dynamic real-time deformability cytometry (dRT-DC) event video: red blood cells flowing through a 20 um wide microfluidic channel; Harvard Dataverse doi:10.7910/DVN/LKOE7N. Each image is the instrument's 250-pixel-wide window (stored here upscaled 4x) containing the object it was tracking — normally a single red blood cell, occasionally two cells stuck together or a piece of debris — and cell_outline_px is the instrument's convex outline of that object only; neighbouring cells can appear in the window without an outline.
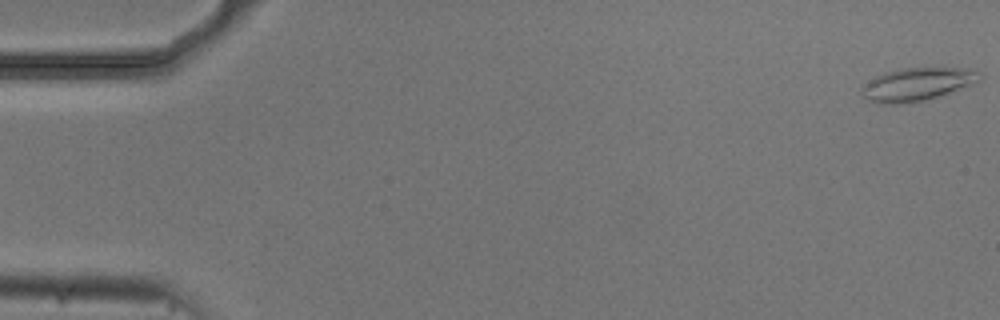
{"species": "common noctule bat (a hibernating species)", "species_latin": "Nyctalus noctula", "temperature_condition": "cold", "stored_images_in_passage": 55, "camera_frame_rate_fps": 3000, "um_per_image_px": 0.085, "animal": {"sex": "male", "body_mass_g": 20.5, "forearm_length_mm": 52.5}, "frame": {"image": 1, "passage_image": 1, "time_ms": 0.0, "image_size_px": [1000, 320], "cell_outline_px": [[984, 76], [972, 84], [924, 100], [900, 104], [880, 104], [868, 100], [860, 96], [860, 88], [876, 76], [884, 72], [900, 68], [940, 64], [944, 64], [976, 68]], "centroid_in_image_um": [78.02, 7.08], "position_along_channel_um": 7.0, "area_um2": 23.87}}
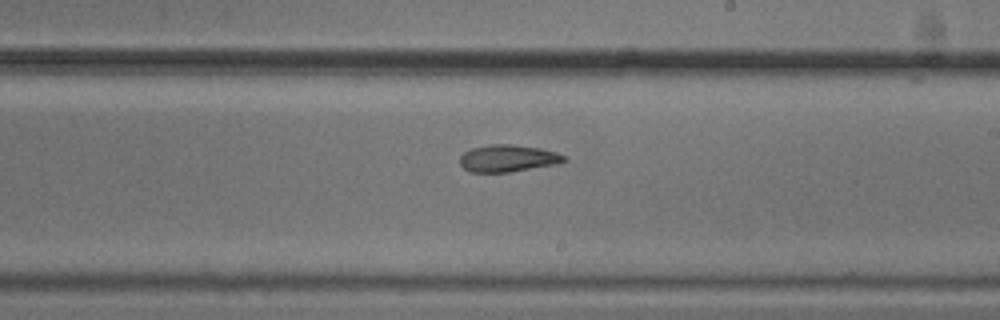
{"frame": {"image": 2, "passage_image": 32, "time_ms": 10.333, "image_size_px": [1000, 320], "cell_outline_px": [[568, 160], [556, 164], [508, 172], [468, 172], [460, 164], [460, 156], [464, 152], [472, 148], [492, 144], [512, 144], [540, 148], [556, 152], [564, 156]], "centroid_in_image_um": [43.15, 13.45], "position_along_channel_um": 245.8, "area_um2": 16.36}}
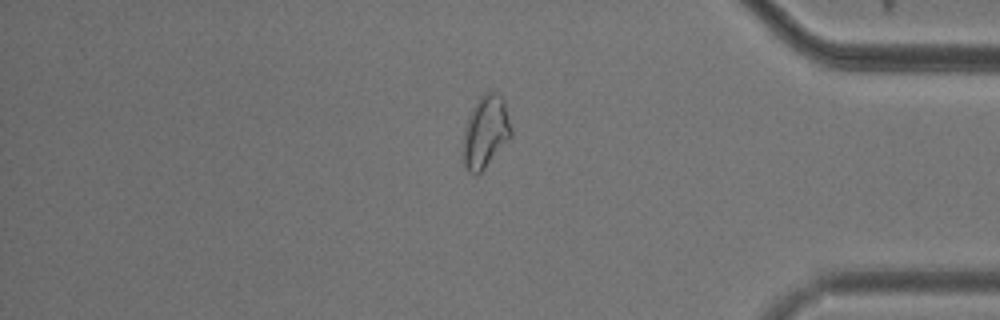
{"frame": {"image": 3, "passage_image": 46, "time_ms": 15.0, "image_size_px": [1000, 320], "cell_outline_px": [[512, 136], [484, 168], [476, 176], [468, 172], [464, 164], [460, 152], [464, 132], [468, 116], [472, 108], [480, 96], [484, 92], [496, 92], [504, 100], [512, 132]], "centroid_in_image_um": [41.23, 11.23], "position_along_channel_um": 394.0, "area_um2": 20.4}, "authors_computed_cell_mechanics": {"area_um2": 17.9758, "velocity_mm_per_s": 3.7153, "shape_relaxation_time_tau1_ms": null, "shape_relaxation_time_tau2_ms": 5.819, "deformation_change_tau1": null, "deformation_change_tau2": 0.1285}}